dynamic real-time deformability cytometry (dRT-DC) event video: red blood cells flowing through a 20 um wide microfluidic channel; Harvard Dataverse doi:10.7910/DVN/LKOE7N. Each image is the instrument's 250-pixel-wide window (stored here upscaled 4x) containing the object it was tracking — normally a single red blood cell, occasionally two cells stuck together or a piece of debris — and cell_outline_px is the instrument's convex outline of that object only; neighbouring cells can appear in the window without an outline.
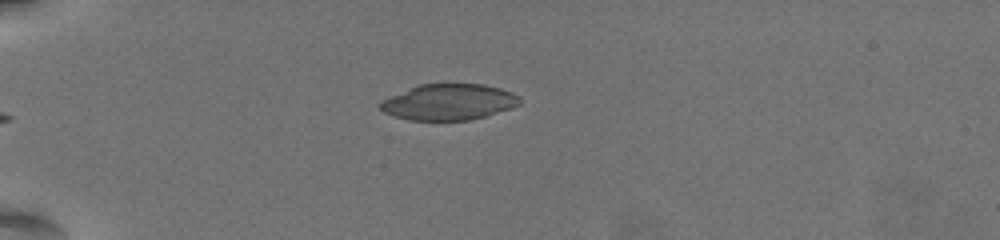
{"species": "common noctule bat (a hibernating species)", "species_latin": "Nyctalus noctula", "temperature_condition": "warm", "stored_images_in_passage": 38, "camera_frame_rate_fps": 3000, "um_per_image_px": 0.085, "animal": {"sex": "female", "body_mass_g": 19.5, "forearm_length_mm": 54.1}, "frame": {"image": 1, "passage_image": 2, "time_ms": 0.333, "image_size_px": [1000, 240], "cell_outline_px": [[520, 104], [512, 108], [484, 116], [468, 120], [408, 120], [384, 112], [376, 104], [380, 100], [420, 84], [448, 80], [484, 84], [500, 88], [512, 92], [520, 96]], "centroid_in_image_um": [38.15, 8.62], "position_along_channel_um": 46.9, "area_um2": 30.17}}
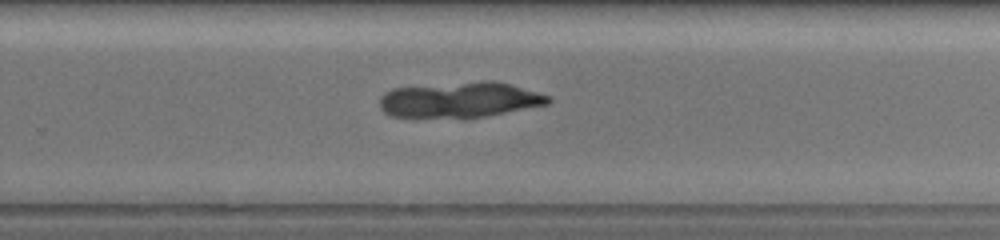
{"frame": {"image": 2, "passage_image": 26, "time_ms": 8.333, "image_size_px": [1000, 240], "cell_outline_px": [[552, 100], [548, 104], [464, 120], [392, 116], [384, 112], [380, 108], [380, 96], [384, 92], [392, 88], [484, 80], [492, 80], [508, 84], [552, 96]], "centroid_in_image_um": [39.05, 8.51], "position_along_channel_um": 290.7, "area_um2": 35.6}}
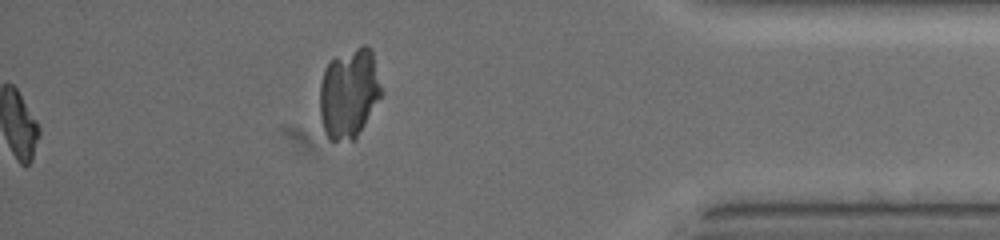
{"frame": {"image": 3, "passage_image": 38, "time_ms": 12.333, "image_size_px": [1000, 240], "cell_outline_px": [[384, 92], [356, 140], [332, 144], [328, 140], [324, 132], [320, 116], [320, 84], [324, 68], [328, 60], [364, 44], [368, 44], [372, 52]], "centroid_in_image_um": [29.67, 7.98], "position_along_channel_um": 405.5, "area_um2": 33.23}}